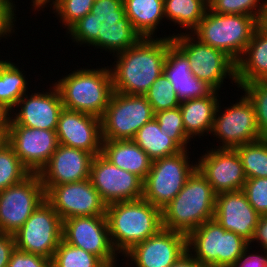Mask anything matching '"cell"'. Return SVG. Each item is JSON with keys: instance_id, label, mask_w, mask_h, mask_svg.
<instances>
[{"instance_id": "1", "label": "cell", "mask_w": 267, "mask_h": 267, "mask_svg": "<svg viewBox=\"0 0 267 267\" xmlns=\"http://www.w3.org/2000/svg\"><path fill=\"white\" fill-rule=\"evenodd\" d=\"M67 33L74 42L116 54L142 38L126 16L123 0H94L90 13L74 23Z\"/></svg>"}, {"instance_id": "2", "label": "cell", "mask_w": 267, "mask_h": 267, "mask_svg": "<svg viewBox=\"0 0 267 267\" xmlns=\"http://www.w3.org/2000/svg\"><path fill=\"white\" fill-rule=\"evenodd\" d=\"M171 37L141 38L134 46L116 54L111 67L113 91L145 95L153 82L164 72V63Z\"/></svg>"}, {"instance_id": "3", "label": "cell", "mask_w": 267, "mask_h": 267, "mask_svg": "<svg viewBox=\"0 0 267 267\" xmlns=\"http://www.w3.org/2000/svg\"><path fill=\"white\" fill-rule=\"evenodd\" d=\"M216 193L198 168L162 210V227L188 236L214 218Z\"/></svg>"}, {"instance_id": "4", "label": "cell", "mask_w": 267, "mask_h": 267, "mask_svg": "<svg viewBox=\"0 0 267 267\" xmlns=\"http://www.w3.org/2000/svg\"><path fill=\"white\" fill-rule=\"evenodd\" d=\"M106 217L112 245L123 255L163 228L162 211L143 198L107 205Z\"/></svg>"}, {"instance_id": "5", "label": "cell", "mask_w": 267, "mask_h": 267, "mask_svg": "<svg viewBox=\"0 0 267 267\" xmlns=\"http://www.w3.org/2000/svg\"><path fill=\"white\" fill-rule=\"evenodd\" d=\"M63 107L101 118L113 93L109 68L73 71L55 82Z\"/></svg>"}, {"instance_id": "6", "label": "cell", "mask_w": 267, "mask_h": 267, "mask_svg": "<svg viewBox=\"0 0 267 267\" xmlns=\"http://www.w3.org/2000/svg\"><path fill=\"white\" fill-rule=\"evenodd\" d=\"M259 24L252 16L217 14L208 8L199 25L191 32L201 43L222 50L237 62Z\"/></svg>"}, {"instance_id": "7", "label": "cell", "mask_w": 267, "mask_h": 267, "mask_svg": "<svg viewBox=\"0 0 267 267\" xmlns=\"http://www.w3.org/2000/svg\"><path fill=\"white\" fill-rule=\"evenodd\" d=\"M249 244L215 219L204 222L187 236L188 251L192 249L195 255L191 254L206 267H232Z\"/></svg>"}, {"instance_id": "8", "label": "cell", "mask_w": 267, "mask_h": 267, "mask_svg": "<svg viewBox=\"0 0 267 267\" xmlns=\"http://www.w3.org/2000/svg\"><path fill=\"white\" fill-rule=\"evenodd\" d=\"M188 150L152 161L143 181V199L161 211L184 187L189 176L197 168L190 164Z\"/></svg>"}, {"instance_id": "9", "label": "cell", "mask_w": 267, "mask_h": 267, "mask_svg": "<svg viewBox=\"0 0 267 267\" xmlns=\"http://www.w3.org/2000/svg\"><path fill=\"white\" fill-rule=\"evenodd\" d=\"M154 118L144 95L113 91L101 119L102 140H132L136 132Z\"/></svg>"}, {"instance_id": "10", "label": "cell", "mask_w": 267, "mask_h": 267, "mask_svg": "<svg viewBox=\"0 0 267 267\" xmlns=\"http://www.w3.org/2000/svg\"><path fill=\"white\" fill-rule=\"evenodd\" d=\"M190 34L178 33L173 36L172 42L188 58L192 74L216 91L226 76L236 83V62L222 50L205 45Z\"/></svg>"}, {"instance_id": "11", "label": "cell", "mask_w": 267, "mask_h": 267, "mask_svg": "<svg viewBox=\"0 0 267 267\" xmlns=\"http://www.w3.org/2000/svg\"><path fill=\"white\" fill-rule=\"evenodd\" d=\"M63 221L45 200L14 233L16 249L53 258L62 241Z\"/></svg>"}, {"instance_id": "12", "label": "cell", "mask_w": 267, "mask_h": 267, "mask_svg": "<svg viewBox=\"0 0 267 267\" xmlns=\"http://www.w3.org/2000/svg\"><path fill=\"white\" fill-rule=\"evenodd\" d=\"M44 201L45 189L38 173L0 191V232L14 234Z\"/></svg>"}, {"instance_id": "13", "label": "cell", "mask_w": 267, "mask_h": 267, "mask_svg": "<svg viewBox=\"0 0 267 267\" xmlns=\"http://www.w3.org/2000/svg\"><path fill=\"white\" fill-rule=\"evenodd\" d=\"M62 239L97 256L104 264L116 267L117 252L110 239L106 215L76 216L63 220Z\"/></svg>"}, {"instance_id": "14", "label": "cell", "mask_w": 267, "mask_h": 267, "mask_svg": "<svg viewBox=\"0 0 267 267\" xmlns=\"http://www.w3.org/2000/svg\"><path fill=\"white\" fill-rule=\"evenodd\" d=\"M45 200L58 213L62 221L76 216L106 215V204L89 179L43 186Z\"/></svg>"}, {"instance_id": "15", "label": "cell", "mask_w": 267, "mask_h": 267, "mask_svg": "<svg viewBox=\"0 0 267 267\" xmlns=\"http://www.w3.org/2000/svg\"><path fill=\"white\" fill-rule=\"evenodd\" d=\"M90 180L106 205L143 197V180L113 165L101 154L93 156Z\"/></svg>"}, {"instance_id": "16", "label": "cell", "mask_w": 267, "mask_h": 267, "mask_svg": "<svg viewBox=\"0 0 267 267\" xmlns=\"http://www.w3.org/2000/svg\"><path fill=\"white\" fill-rule=\"evenodd\" d=\"M218 104L212 132L222 140L219 148L235 149L237 146L252 143L261 139L256 123L255 110L246 95L238 103L220 113Z\"/></svg>"}, {"instance_id": "17", "label": "cell", "mask_w": 267, "mask_h": 267, "mask_svg": "<svg viewBox=\"0 0 267 267\" xmlns=\"http://www.w3.org/2000/svg\"><path fill=\"white\" fill-rule=\"evenodd\" d=\"M7 143L31 173H39L59 146L56 130L18 124H8Z\"/></svg>"}, {"instance_id": "18", "label": "cell", "mask_w": 267, "mask_h": 267, "mask_svg": "<svg viewBox=\"0 0 267 267\" xmlns=\"http://www.w3.org/2000/svg\"><path fill=\"white\" fill-rule=\"evenodd\" d=\"M200 158L197 168L216 194L243 189L247 177L236 149L212 148Z\"/></svg>"}, {"instance_id": "19", "label": "cell", "mask_w": 267, "mask_h": 267, "mask_svg": "<svg viewBox=\"0 0 267 267\" xmlns=\"http://www.w3.org/2000/svg\"><path fill=\"white\" fill-rule=\"evenodd\" d=\"M187 236L166 228L133 246L124 256L136 267H170L188 249Z\"/></svg>"}, {"instance_id": "20", "label": "cell", "mask_w": 267, "mask_h": 267, "mask_svg": "<svg viewBox=\"0 0 267 267\" xmlns=\"http://www.w3.org/2000/svg\"><path fill=\"white\" fill-rule=\"evenodd\" d=\"M56 134L61 145L101 154V119L96 116L63 108Z\"/></svg>"}, {"instance_id": "21", "label": "cell", "mask_w": 267, "mask_h": 267, "mask_svg": "<svg viewBox=\"0 0 267 267\" xmlns=\"http://www.w3.org/2000/svg\"><path fill=\"white\" fill-rule=\"evenodd\" d=\"M54 87L50 92L25 93L15 107H20L18 113L9 116L8 124H18L28 128L56 130L63 103L59 90ZM34 94V95H33ZM29 97V98H28Z\"/></svg>"}, {"instance_id": "22", "label": "cell", "mask_w": 267, "mask_h": 267, "mask_svg": "<svg viewBox=\"0 0 267 267\" xmlns=\"http://www.w3.org/2000/svg\"><path fill=\"white\" fill-rule=\"evenodd\" d=\"M93 155L85 150L59 144L38 173L43 186L79 182L90 178Z\"/></svg>"}, {"instance_id": "23", "label": "cell", "mask_w": 267, "mask_h": 267, "mask_svg": "<svg viewBox=\"0 0 267 267\" xmlns=\"http://www.w3.org/2000/svg\"><path fill=\"white\" fill-rule=\"evenodd\" d=\"M260 215L249 203L245 193L223 192L216 195L214 218L225 230L251 242Z\"/></svg>"}, {"instance_id": "24", "label": "cell", "mask_w": 267, "mask_h": 267, "mask_svg": "<svg viewBox=\"0 0 267 267\" xmlns=\"http://www.w3.org/2000/svg\"><path fill=\"white\" fill-rule=\"evenodd\" d=\"M164 73L180 102L208 96L214 91L209 84L192 74L188 58L173 42L168 46Z\"/></svg>"}, {"instance_id": "25", "label": "cell", "mask_w": 267, "mask_h": 267, "mask_svg": "<svg viewBox=\"0 0 267 267\" xmlns=\"http://www.w3.org/2000/svg\"><path fill=\"white\" fill-rule=\"evenodd\" d=\"M255 81H267V28L261 23L236 62V84L243 86Z\"/></svg>"}, {"instance_id": "26", "label": "cell", "mask_w": 267, "mask_h": 267, "mask_svg": "<svg viewBox=\"0 0 267 267\" xmlns=\"http://www.w3.org/2000/svg\"><path fill=\"white\" fill-rule=\"evenodd\" d=\"M101 155L113 165L139 176L143 181L152 160L133 140H102Z\"/></svg>"}, {"instance_id": "27", "label": "cell", "mask_w": 267, "mask_h": 267, "mask_svg": "<svg viewBox=\"0 0 267 267\" xmlns=\"http://www.w3.org/2000/svg\"><path fill=\"white\" fill-rule=\"evenodd\" d=\"M217 92L214 90L208 96L180 103L179 108L183 117L184 129L190 139L196 135L202 136L205 132H212L215 113L219 104Z\"/></svg>"}, {"instance_id": "28", "label": "cell", "mask_w": 267, "mask_h": 267, "mask_svg": "<svg viewBox=\"0 0 267 267\" xmlns=\"http://www.w3.org/2000/svg\"><path fill=\"white\" fill-rule=\"evenodd\" d=\"M126 16L142 38H152L164 15V0H123Z\"/></svg>"}, {"instance_id": "29", "label": "cell", "mask_w": 267, "mask_h": 267, "mask_svg": "<svg viewBox=\"0 0 267 267\" xmlns=\"http://www.w3.org/2000/svg\"><path fill=\"white\" fill-rule=\"evenodd\" d=\"M154 161L171 156L182 149L160 129L158 122L153 118L144 124L132 139Z\"/></svg>"}, {"instance_id": "30", "label": "cell", "mask_w": 267, "mask_h": 267, "mask_svg": "<svg viewBox=\"0 0 267 267\" xmlns=\"http://www.w3.org/2000/svg\"><path fill=\"white\" fill-rule=\"evenodd\" d=\"M25 78L14 63L0 60V105L10 114L28 89Z\"/></svg>"}, {"instance_id": "31", "label": "cell", "mask_w": 267, "mask_h": 267, "mask_svg": "<svg viewBox=\"0 0 267 267\" xmlns=\"http://www.w3.org/2000/svg\"><path fill=\"white\" fill-rule=\"evenodd\" d=\"M203 0H164V15L182 28L192 31L199 25L208 10Z\"/></svg>"}, {"instance_id": "32", "label": "cell", "mask_w": 267, "mask_h": 267, "mask_svg": "<svg viewBox=\"0 0 267 267\" xmlns=\"http://www.w3.org/2000/svg\"><path fill=\"white\" fill-rule=\"evenodd\" d=\"M247 179L267 177V140L237 146Z\"/></svg>"}, {"instance_id": "33", "label": "cell", "mask_w": 267, "mask_h": 267, "mask_svg": "<svg viewBox=\"0 0 267 267\" xmlns=\"http://www.w3.org/2000/svg\"><path fill=\"white\" fill-rule=\"evenodd\" d=\"M51 267H112L97 256L66 243L63 239L51 260Z\"/></svg>"}, {"instance_id": "34", "label": "cell", "mask_w": 267, "mask_h": 267, "mask_svg": "<svg viewBox=\"0 0 267 267\" xmlns=\"http://www.w3.org/2000/svg\"><path fill=\"white\" fill-rule=\"evenodd\" d=\"M30 173L8 143L0 149V191L21 182Z\"/></svg>"}, {"instance_id": "35", "label": "cell", "mask_w": 267, "mask_h": 267, "mask_svg": "<svg viewBox=\"0 0 267 267\" xmlns=\"http://www.w3.org/2000/svg\"><path fill=\"white\" fill-rule=\"evenodd\" d=\"M154 113L180 106L172 83L163 72L145 93Z\"/></svg>"}, {"instance_id": "36", "label": "cell", "mask_w": 267, "mask_h": 267, "mask_svg": "<svg viewBox=\"0 0 267 267\" xmlns=\"http://www.w3.org/2000/svg\"><path fill=\"white\" fill-rule=\"evenodd\" d=\"M241 87L255 110L261 139L267 140V81L246 83Z\"/></svg>"}, {"instance_id": "37", "label": "cell", "mask_w": 267, "mask_h": 267, "mask_svg": "<svg viewBox=\"0 0 267 267\" xmlns=\"http://www.w3.org/2000/svg\"><path fill=\"white\" fill-rule=\"evenodd\" d=\"M160 129L171 138L182 150H187V143L191 140L185 132L183 117L179 107L154 113Z\"/></svg>"}, {"instance_id": "38", "label": "cell", "mask_w": 267, "mask_h": 267, "mask_svg": "<svg viewBox=\"0 0 267 267\" xmlns=\"http://www.w3.org/2000/svg\"><path fill=\"white\" fill-rule=\"evenodd\" d=\"M260 0H216L209 9L217 14H241L263 20L266 1Z\"/></svg>"}, {"instance_id": "39", "label": "cell", "mask_w": 267, "mask_h": 267, "mask_svg": "<svg viewBox=\"0 0 267 267\" xmlns=\"http://www.w3.org/2000/svg\"><path fill=\"white\" fill-rule=\"evenodd\" d=\"M53 9L67 30L90 13L94 0H52Z\"/></svg>"}, {"instance_id": "40", "label": "cell", "mask_w": 267, "mask_h": 267, "mask_svg": "<svg viewBox=\"0 0 267 267\" xmlns=\"http://www.w3.org/2000/svg\"><path fill=\"white\" fill-rule=\"evenodd\" d=\"M242 191L260 216L267 215V177L247 179Z\"/></svg>"}, {"instance_id": "41", "label": "cell", "mask_w": 267, "mask_h": 267, "mask_svg": "<svg viewBox=\"0 0 267 267\" xmlns=\"http://www.w3.org/2000/svg\"><path fill=\"white\" fill-rule=\"evenodd\" d=\"M7 267H51V259L15 249Z\"/></svg>"}, {"instance_id": "42", "label": "cell", "mask_w": 267, "mask_h": 267, "mask_svg": "<svg viewBox=\"0 0 267 267\" xmlns=\"http://www.w3.org/2000/svg\"><path fill=\"white\" fill-rule=\"evenodd\" d=\"M14 10L15 6L13 4H0V37L10 36L7 34L12 33L13 21H16Z\"/></svg>"}, {"instance_id": "43", "label": "cell", "mask_w": 267, "mask_h": 267, "mask_svg": "<svg viewBox=\"0 0 267 267\" xmlns=\"http://www.w3.org/2000/svg\"><path fill=\"white\" fill-rule=\"evenodd\" d=\"M15 249L14 234L0 232V267H7Z\"/></svg>"}, {"instance_id": "44", "label": "cell", "mask_w": 267, "mask_h": 267, "mask_svg": "<svg viewBox=\"0 0 267 267\" xmlns=\"http://www.w3.org/2000/svg\"><path fill=\"white\" fill-rule=\"evenodd\" d=\"M251 244H249L242 253V256L238 259V261L232 267H267V250H265L263 255L251 254L248 255V248Z\"/></svg>"}, {"instance_id": "45", "label": "cell", "mask_w": 267, "mask_h": 267, "mask_svg": "<svg viewBox=\"0 0 267 267\" xmlns=\"http://www.w3.org/2000/svg\"><path fill=\"white\" fill-rule=\"evenodd\" d=\"M256 240L259 241V245L264 251L267 250V215L260 216L250 243Z\"/></svg>"}, {"instance_id": "46", "label": "cell", "mask_w": 267, "mask_h": 267, "mask_svg": "<svg viewBox=\"0 0 267 267\" xmlns=\"http://www.w3.org/2000/svg\"><path fill=\"white\" fill-rule=\"evenodd\" d=\"M192 251H186L174 264L170 267H206L192 254Z\"/></svg>"}, {"instance_id": "47", "label": "cell", "mask_w": 267, "mask_h": 267, "mask_svg": "<svg viewBox=\"0 0 267 267\" xmlns=\"http://www.w3.org/2000/svg\"><path fill=\"white\" fill-rule=\"evenodd\" d=\"M10 113L0 105V133H7Z\"/></svg>"}, {"instance_id": "48", "label": "cell", "mask_w": 267, "mask_h": 267, "mask_svg": "<svg viewBox=\"0 0 267 267\" xmlns=\"http://www.w3.org/2000/svg\"><path fill=\"white\" fill-rule=\"evenodd\" d=\"M32 1H33L32 6L34 7L35 11H36V9L38 10V8L46 7L45 4L51 2V0H32Z\"/></svg>"}, {"instance_id": "49", "label": "cell", "mask_w": 267, "mask_h": 267, "mask_svg": "<svg viewBox=\"0 0 267 267\" xmlns=\"http://www.w3.org/2000/svg\"><path fill=\"white\" fill-rule=\"evenodd\" d=\"M7 144V133H0V149Z\"/></svg>"}, {"instance_id": "50", "label": "cell", "mask_w": 267, "mask_h": 267, "mask_svg": "<svg viewBox=\"0 0 267 267\" xmlns=\"http://www.w3.org/2000/svg\"><path fill=\"white\" fill-rule=\"evenodd\" d=\"M265 1H266L265 14H264V17H263L261 24L267 28V0H265Z\"/></svg>"}, {"instance_id": "51", "label": "cell", "mask_w": 267, "mask_h": 267, "mask_svg": "<svg viewBox=\"0 0 267 267\" xmlns=\"http://www.w3.org/2000/svg\"><path fill=\"white\" fill-rule=\"evenodd\" d=\"M203 1L208 7H210L216 0H203Z\"/></svg>"}, {"instance_id": "52", "label": "cell", "mask_w": 267, "mask_h": 267, "mask_svg": "<svg viewBox=\"0 0 267 267\" xmlns=\"http://www.w3.org/2000/svg\"><path fill=\"white\" fill-rule=\"evenodd\" d=\"M0 4H13L12 0H0Z\"/></svg>"}]
</instances>
